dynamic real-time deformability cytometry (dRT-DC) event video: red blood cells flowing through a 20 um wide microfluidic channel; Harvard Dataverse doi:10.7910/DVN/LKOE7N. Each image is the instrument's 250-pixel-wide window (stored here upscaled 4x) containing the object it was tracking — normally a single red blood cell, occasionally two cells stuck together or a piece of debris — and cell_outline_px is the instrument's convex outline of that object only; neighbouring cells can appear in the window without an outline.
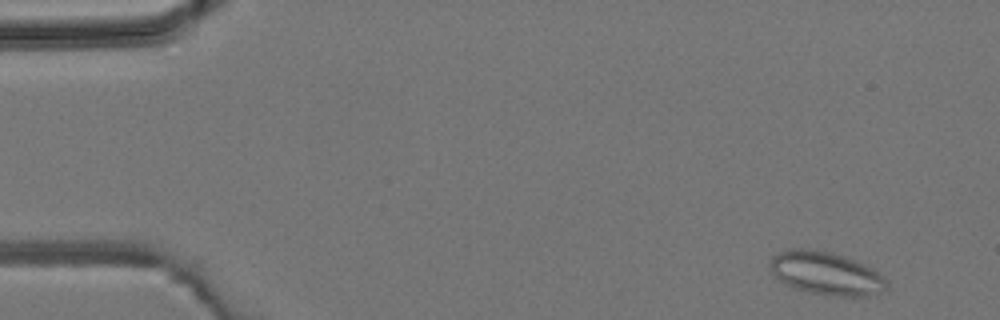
{"species": "common noctule bat (a hibernating species)", "species_latin": "Nyctalus noctula", "temperature_condition": "room temperature", "stored_images_in_passage": 4, "camera_frame_rate_fps": 3000, "um_per_image_px": 0.085, "animal": {"sex": "male", "body_mass_g": 19.2, "forearm_length_mm": 51.8}, "frame": {"image": 1, "passage_image": 1, "time_ms": 0.0, "image_size_px": [1000, 320], "cell_outline_px": [[888, 284], [884, 292], [864, 296], [840, 296], [812, 292], [796, 288], [780, 280], [768, 268], [772, 256], [788, 248], [808, 248], [832, 252], [856, 260], [872, 268]], "centroid_in_image_um": [70.2, 23.2], "position_along_channel_um": 14.8, "area_um2": 29.02}}